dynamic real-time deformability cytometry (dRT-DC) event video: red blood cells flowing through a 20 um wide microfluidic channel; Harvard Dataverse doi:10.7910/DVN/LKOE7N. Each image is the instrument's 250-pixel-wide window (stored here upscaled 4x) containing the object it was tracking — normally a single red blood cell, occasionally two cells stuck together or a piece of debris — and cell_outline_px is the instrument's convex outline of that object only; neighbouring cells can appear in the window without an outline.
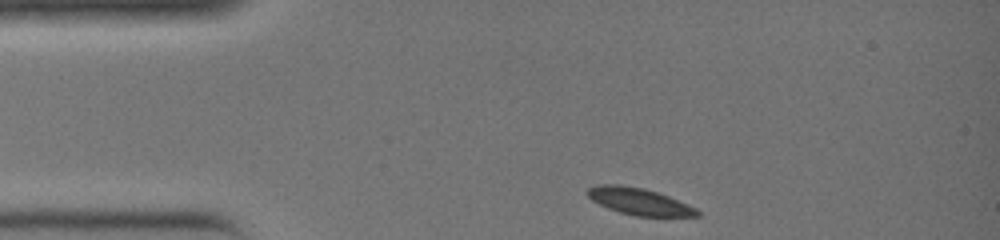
{"species": "common noctule bat (a hibernating species)", "species_latin": "Nyctalus noctula", "temperature_condition": "warm", "stored_images_in_passage": 27, "camera_frame_rate_fps": 3000, "um_per_image_px": 0.085, "animal": {"sex": "female", "body_mass_g": 19.0, "forearm_length_mm": 51.5}, "frame": {"image": 1, "passage_image": 1, "time_ms": 0.0, "image_size_px": [1000, 240], "cell_outline_px": [[700, 216], [636, 216], [620, 212], [608, 208], [592, 200], [584, 192], [588, 188], [596, 184], [620, 184], [644, 188], [668, 196], [688, 204], [696, 208], [700, 212]], "centroid_in_image_um": [54.3, 17.11], "position_along_channel_um": 30.7, "area_um2": 17.17}}
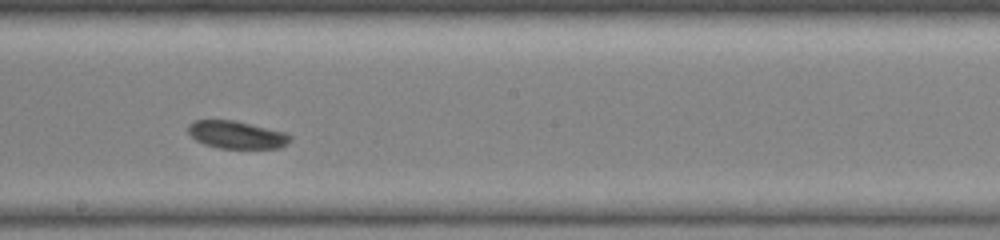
{"frame": {"image": 2, "passage_image": 15, "time_ms": 4.667, "image_size_px": [1000, 240], "cell_outline_px": [[292, 140], [288, 144], [280, 148], [220, 148], [204, 144], [196, 140], [188, 132], [188, 124], [196, 120], [236, 120], [288, 132], [292, 136]], "centroid_in_image_um": [20.18, 11.45], "position_along_channel_um": 228.0, "area_um2": 16.7}}
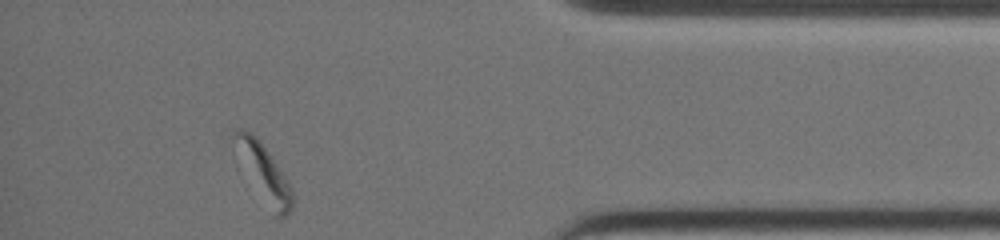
{"frame": {"image": 3, "passage_image": 27, "time_ms": 8.667, "image_size_px": [1000, 240], "cell_outline_px": [[292, 208], [284, 216], [276, 216], [232, 140], [232, 128], [244, 128], [264, 148], [288, 180], [292, 188]], "centroid_in_image_um": [22.48, 14.62], "position_along_channel_um": 412.7, "area_um2": 16.53}}